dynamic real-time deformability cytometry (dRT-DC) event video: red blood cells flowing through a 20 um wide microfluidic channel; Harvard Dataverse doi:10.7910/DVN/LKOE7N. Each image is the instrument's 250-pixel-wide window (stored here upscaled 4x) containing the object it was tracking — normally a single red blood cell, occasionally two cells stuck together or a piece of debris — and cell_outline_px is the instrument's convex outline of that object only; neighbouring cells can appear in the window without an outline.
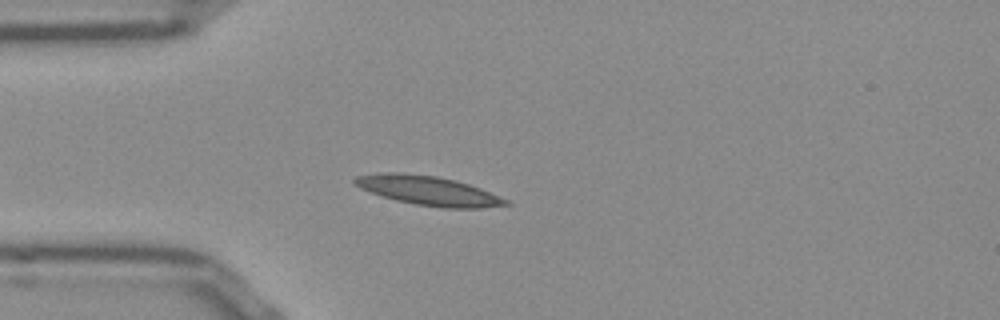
{"species": "Egyptian fruit bat (a non-hibernating species)", "species_latin": "Rousettus aegyptiacus", "temperature_condition": "room temperature", "stored_images_in_passage": 35, "camera_frame_rate_fps": 3000, "um_per_image_px": 0.085, "frame": {"image": 1, "passage_image": 1, "time_ms": 0.0, "image_size_px": [1000, 320], "cell_outline_px": [[512, 204], [480, 208], [444, 208], [416, 204], [396, 200], [360, 188], [352, 184], [352, 180], [356, 176], [380, 172], [400, 172], [436, 176], [456, 180], [480, 188], [508, 200]], "centroid_in_image_um": [36.38, 16.19], "position_along_channel_um": 48.6, "area_um2": 25.66}}
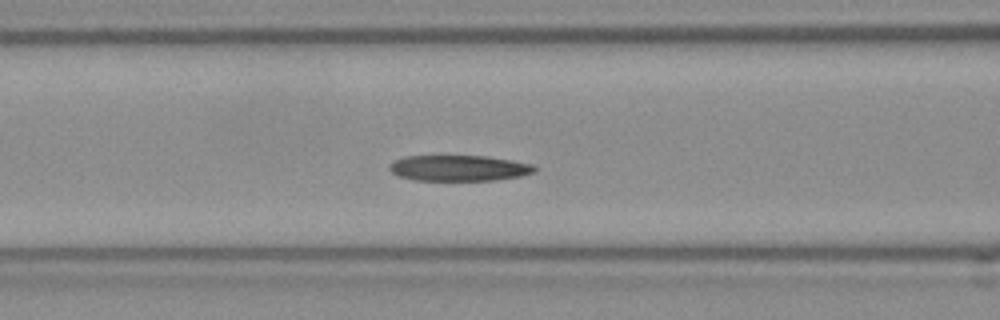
{"frame": {"image": 2, "passage_image": 8, "time_ms": 2.333, "image_size_px": [1000, 320], "cell_outline_px": [[536, 172], [520, 176], [496, 180], [416, 180], [400, 176], [392, 172], [388, 168], [388, 164], [404, 156], [488, 156], [512, 160], [532, 164], [536, 168]], "centroid_in_image_um": [39.02, 14.28], "position_along_channel_um": 127.6, "area_um2": 21.79}}
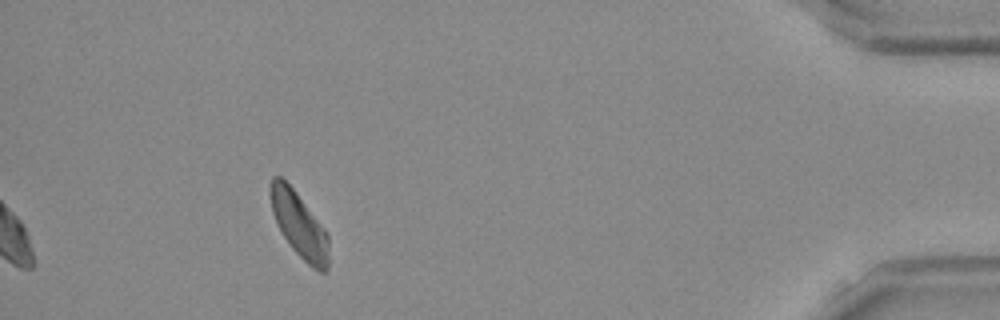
{"frame": {"image": 3, "passage_image": 35, "time_ms": 11.333, "image_size_px": [1000, 320], "cell_outline_px": [[328, 272], [320, 272], [312, 268], [292, 248], [284, 236], [272, 212], [268, 192], [268, 188], [272, 176], [280, 176], [296, 192], [328, 232]], "centroid_in_image_um": [25.43, 19.1], "position_along_channel_um": 409.8, "area_um2": 22.14}, "authors_computed_cell_mechanics": {"area_um2": 22.831, "velocity_mm_per_s": 3.8368, "shape_relaxation_time_tau1_ms": null, "shape_relaxation_time_tau2_ms": 4.8412, "deformation_change_tau1": null, "deformation_change_tau2": 0.1189}}